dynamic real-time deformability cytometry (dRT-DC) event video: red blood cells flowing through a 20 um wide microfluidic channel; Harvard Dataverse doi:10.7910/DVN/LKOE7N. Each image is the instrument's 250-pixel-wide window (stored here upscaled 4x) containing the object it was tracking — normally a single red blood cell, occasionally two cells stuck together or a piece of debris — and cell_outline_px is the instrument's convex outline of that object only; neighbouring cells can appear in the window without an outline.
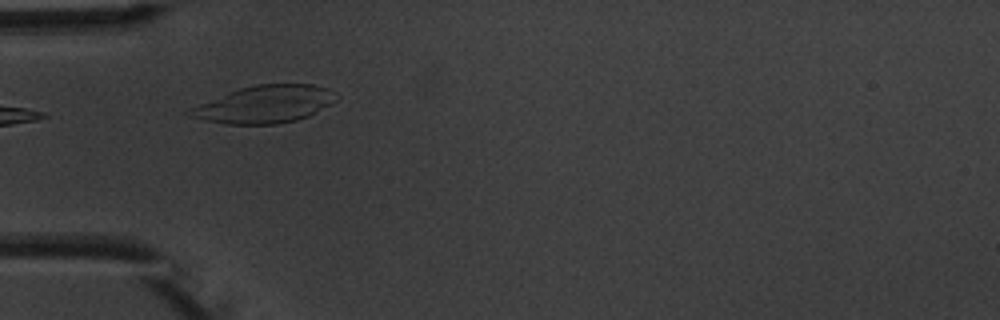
{"species": "common noctule bat (a hibernating species)", "species_latin": "Nyctalus noctula", "temperature_condition": "warm", "stored_images_in_passage": 3, "camera_frame_rate_fps": 3000, "um_per_image_px": 0.085, "animal": {"sex": "male", "body_mass_g": 20.1, "forearm_length_mm": 53.5}, "frame": {"image": 1, "passage_image": 2, "time_ms": 1.0, "image_size_px": [1000, 320], "cell_outline_px": [[340, 96], [332, 104], [308, 116], [296, 120], [276, 124], [228, 124], [204, 120], [188, 116], [184, 112], [200, 104], [228, 92], [240, 88], [256, 84], [312, 84], [328, 88], [336, 92]], "centroid_in_image_um": [22.55, 8.86], "position_along_channel_um": 62.5, "area_um2": 31.91}}